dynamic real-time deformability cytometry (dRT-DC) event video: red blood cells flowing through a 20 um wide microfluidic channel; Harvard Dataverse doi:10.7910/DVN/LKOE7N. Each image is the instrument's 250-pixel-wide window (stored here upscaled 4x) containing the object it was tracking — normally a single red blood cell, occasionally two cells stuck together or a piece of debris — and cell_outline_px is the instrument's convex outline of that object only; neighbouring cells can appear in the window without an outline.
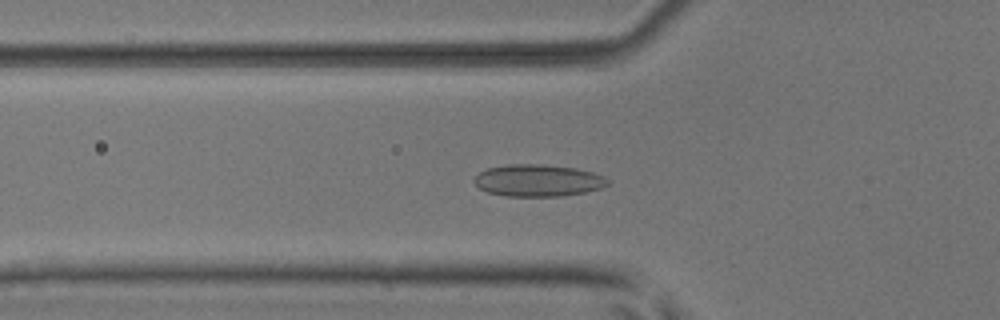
{"species": "common noctule bat (a hibernating species)", "species_latin": "Nyctalus noctula", "temperature_condition": "room temperature", "stored_images_in_passage": 53, "camera_frame_rate_fps": 3000, "um_per_image_px": 0.085, "animal": {"sex": "male", "body_mass_g": 17.9, "forearm_length_mm": 54.2}, "frame": {"image": 1, "passage_image": 19, "time_ms": 6.0, "image_size_px": [1000, 320], "cell_outline_px": [[608, 184], [600, 188], [584, 192], [560, 196], [504, 196], [488, 192], [480, 188], [476, 184], [476, 176], [480, 172], [488, 168], [508, 164], [536, 164], [576, 168], [592, 172], [604, 176], [608, 180]], "centroid_in_image_um": [45.73, 15.34], "position_along_channel_um": 80.1, "area_um2": 24.57}}
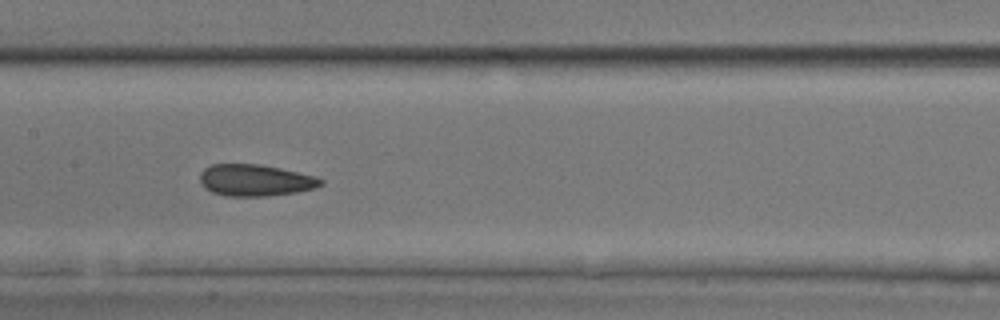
{"frame": {"image": 2, "passage_image": 27, "time_ms": 8.667, "image_size_px": [1000, 320], "cell_outline_px": [[324, 184], [316, 188], [296, 192], [268, 196], [224, 196], [212, 192], [204, 188], [200, 184], [200, 172], [204, 168], [212, 164], [260, 164], [280, 168], [316, 176], [324, 180]], "centroid_in_image_um": [21.69, 15.32], "position_along_channel_um": 185.7, "area_um2": 22.54}}
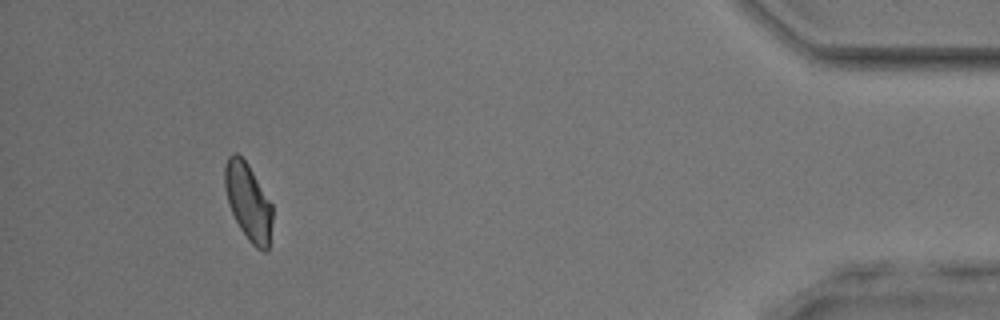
{"frame": {"image": 3, "passage_image": 49, "time_ms": 16.0, "image_size_px": [1000, 320], "cell_outline_px": [[272, 220], [268, 252], [264, 252], [256, 248], [248, 240], [240, 228], [228, 204], [224, 188], [224, 168], [228, 156], [232, 152], [236, 152], [248, 164], [272, 204]], "centroid_in_image_um": [21.09, 17.16], "position_along_channel_um": 414.1, "area_um2": 21.44}, "authors_computed_cell_mechanics": {"area_um2": 22.542, "velocity_mm_per_s": 3.9562, "shape_relaxation_time_tau1_ms": null, "shape_relaxation_time_tau2_ms": 2.2122, "deformation_change_tau1": null, "deformation_change_tau2": 0.073}}